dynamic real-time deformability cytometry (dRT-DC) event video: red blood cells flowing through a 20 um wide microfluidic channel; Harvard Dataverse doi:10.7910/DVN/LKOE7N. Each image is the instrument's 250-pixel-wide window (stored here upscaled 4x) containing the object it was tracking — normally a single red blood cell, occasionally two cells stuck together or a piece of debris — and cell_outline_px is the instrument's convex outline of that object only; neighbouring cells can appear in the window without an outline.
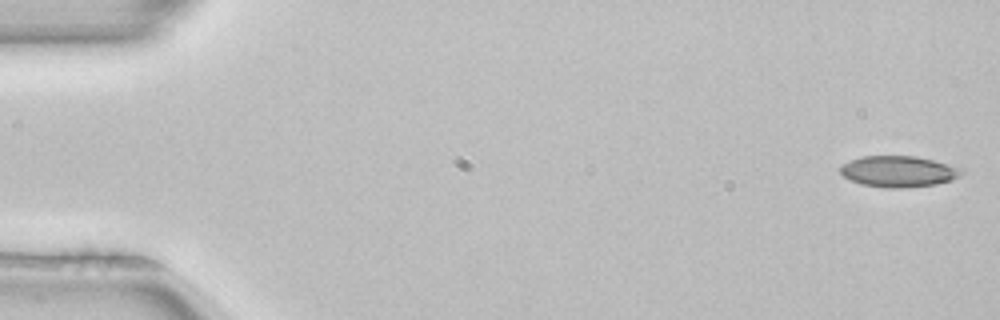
{"species": "common noctule bat (a hibernating species)", "species_latin": "Nyctalus noctula", "temperature_condition": "room temperature", "stored_images_in_passage": 3, "camera_frame_rate_fps": 3000, "um_per_image_px": 0.085, "animal": {"sex": "female", "body_mass_g": 22.7, "forearm_length_mm": 54.2}, "frame": {"image": 1, "passage_image": 1, "time_ms": 0.0, "image_size_px": [1000, 320], "cell_outline_px": [[964, 172], [960, 176], [952, 180], [936, 184], [900, 188], [888, 188], [860, 184], [844, 176], [840, 172], [840, 164], [848, 160], [860, 156], [916, 156], [964, 168]], "centroid_in_image_um": [76.37, 14.56], "position_along_channel_um": 8.6, "area_um2": 22.14}}